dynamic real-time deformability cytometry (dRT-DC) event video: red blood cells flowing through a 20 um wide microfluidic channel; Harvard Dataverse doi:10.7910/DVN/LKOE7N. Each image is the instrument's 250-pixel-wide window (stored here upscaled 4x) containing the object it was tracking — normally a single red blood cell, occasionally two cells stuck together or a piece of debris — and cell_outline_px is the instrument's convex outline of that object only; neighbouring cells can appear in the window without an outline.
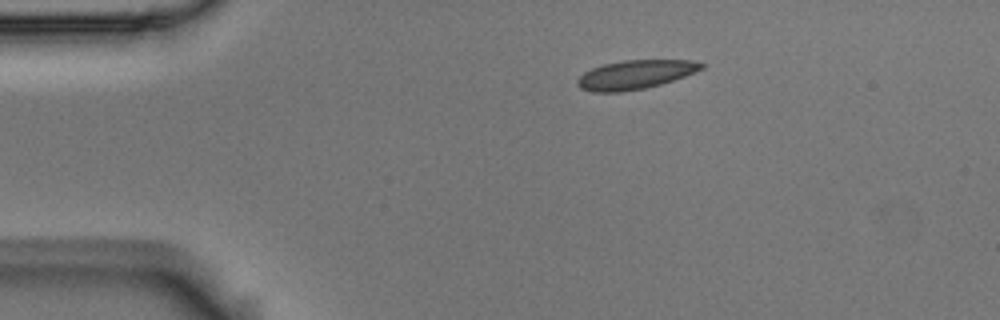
{"species": "Egyptian fruit bat (a non-hibernating species)", "species_latin": "Rousettus aegyptiacus", "temperature_condition": "room temperature", "stored_images_in_passage": 2, "camera_frame_rate_fps": 3000, "um_per_image_px": 0.085, "animal": {"sex": "male"}, "frame": {"image": 1, "passage_image": 1, "time_ms": 0.0, "image_size_px": [1000, 320], "cell_outline_px": [[704, 68], [684, 76], [660, 84], [644, 88], [620, 92], [592, 92], [580, 88], [576, 84], [576, 80], [584, 72], [592, 68], [604, 64], [624, 60], [692, 60], [704, 64]], "centroid_in_image_um": [53.96, 6.34], "position_along_channel_um": 31.0, "area_um2": 20.75}}